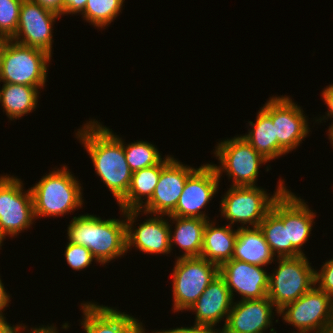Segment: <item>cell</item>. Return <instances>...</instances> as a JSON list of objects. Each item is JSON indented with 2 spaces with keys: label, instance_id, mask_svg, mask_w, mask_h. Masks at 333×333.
Returning a JSON list of instances; mask_svg holds the SVG:
<instances>
[{
  "label": "cell",
  "instance_id": "8992f818",
  "mask_svg": "<svg viewBox=\"0 0 333 333\" xmlns=\"http://www.w3.org/2000/svg\"><path fill=\"white\" fill-rule=\"evenodd\" d=\"M277 269L269 274L267 297L275 305L277 315L285 305L296 301L315 284V269L311 267L308 258L298 257L276 258Z\"/></svg>",
  "mask_w": 333,
  "mask_h": 333
},
{
  "label": "cell",
  "instance_id": "6da1fadb",
  "mask_svg": "<svg viewBox=\"0 0 333 333\" xmlns=\"http://www.w3.org/2000/svg\"><path fill=\"white\" fill-rule=\"evenodd\" d=\"M95 120L87 121L75 136L90 156L95 173L118 203L128 192L133 171L125 158L123 139Z\"/></svg>",
  "mask_w": 333,
  "mask_h": 333
},
{
  "label": "cell",
  "instance_id": "d6986e66",
  "mask_svg": "<svg viewBox=\"0 0 333 333\" xmlns=\"http://www.w3.org/2000/svg\"><path fill=\"white\" fill-rule=\"evenodd\" d=\"M85 333H146L143 323L131 315L94 302L81 303Z\"/></svg>",
  "mask_w": 333,
  "mask_h": 333
},
{
  "label": "cell",
  "instance_id": "f35d334b",
  "mask_svg": "<svg viewBox=\"0 0 333 333\" xmlns=\"http://www.w3.org/2000/svg\"><path fill=\"white\" fill-rule=\"evenodd\" d=\"M29 333H59V332L57 331V328L53 324L51 326L42 325L39 326V328L38 327L31 328Z\"/></svg>",
  "mask_w": 333,
  "mask_h": 333
},
{
  "label": "cell",
  "instance_id": "44dd1931",
  "mask_svg": "<svg viewBox=\"0 0 333 333\" xmlns=\"http://www.w3.org/2000/svg\"><path fill=\"white\" fill-rule=\"evenodd\" d=\"M274 256L259 226H238L232 259L265 267L274 262Z\"/></svg>",
  "mask_w": 333,
  "mask_h": 333
},
{
  "label": "cell",
  "instance_id": "60d3db41",
  "mask_svg": "<svg viewBox=\"0 0 333 333\" xmlns=\"http://www.w3.org/2000/svg\"><path fill=\"white\" fill-rule=\"evenodd\" d=\"M4 237H3V235L0 233V248H1V246H2V243H3V241H4Z\"/></svg>",
  "mask_w": 333,
  "mask_h": 333
},
{
  "label": "cell",
  "instance_id": "603a6c76",
  "mask_svg": "<svg viewBox=\"0 0 333 333\" xmlns=\"http://www.w3.org/2000/svg\"><path fill=\"white\" fill-rule=\"evenodd\" d=\"M210 221H207L204 229L200 257L220 267L223 263L232 259L238 228L233 230V227L229 224L216 227V223Z\"/></svg>",
  "mask_w": 333,
  "mask_h": 333
},
{
  "label": "cell",
  "instance_id": "5bb4252c",
  "mask_svg": "<svg viewBox=\"0 0 333 333\" xmlns=\"http://www.w3.org/2000/svg\"><path fill=\"white\" fill-rule=\"evenodd\" d=\"M303 109L288 96H272V123L279 143V157L298 148L309 132Z\"/></svg>",
  "mask_w": 333,
  "mask_h": 333
},
{
  "label": "cell",
  "instance_id": "9a60e30c",
  "mask_svg": "<svg viewBox=\"0 0 333 333\" xmlns=\"http://www.w3.org/2000/svg\"><path fill=\"white\" fill-rule=\"evenodd\" d=\"M126 222L127 252L133 246L147 254H169L171 225L165 215L154 214L134 229L141 210H120ZM162 216V217H161ZM132 246V247H131Z\"/></svg>",
  "mask_w": 333,
  "mask_h": 333
},
{
  "label": "cell",
  "instance_id": "8d00e7d4",
  "mask_svg": "<svg viewBox=\"0 0 333 333\" xmlns=\"http://www.w3.org/2000/svg\"><path fill=\"white\" fill-rule=\"evenodd\" d=\"M10 301V295L7 294V292L5 291L2 280L0 279V324L7 323L6 317H4L3 312L5 308L8 307Z\"/></svg>",
  "mask_w": 333,
  "mask_h": 333
},
{
  "label": "cell",
  "instance_id": "3957f363",
  "mask_svg": "<svg viewBox=\"0 0 333 333\" xmlns=\"http://www.w3.org/2000/svg\"><path fill=\"white\" fill-rule=\"evenodd\" d=\"M66 165L50 171L31 187L35 218L58 217L82 208V187Z\"/></svg>",
  "mask_w": 333,
  "mask_h": 333
},
{
  "label": "cell",
  "instance_id": "7c38bea8",
  "mask_svg": "<svg viewBox=\"0 0 333 333\" xmlns=\"http://www.w3.org/2000/svg\"><path fill=\"white\" fill-rule=\"evenodd\" d=\"M219 182L212 163L201 165L187 178L176 208L167 216L209 220L205 211L201 210L218 192Z\"/></svg>",
  "mask_w": 333,
  "mask_h": 333
},
{
  "label": "cell",
  "instance_id": "5b68a950",
  "mask_svg": "<svg viewBox=\"0 0 333 333\" xmlns=\"http://www.w3.org/2000/svg\"><path fill=\"white\" fill-rule=\"evenodd\" d=\"M286 189L284 180L280 179L272 196L264 188L257 186H231L221 197V216L230 220L229 225L241 223L240 227H258L271 210L274 201Z\"/></svg>",
  "mask_w": 333,
  "mask_h": 333
},
{
  "label": "cell",
  "instance_id": "30bf717a",
  "mask_svg": "<svg viewBox=\"0 0 333 333\" xmlns=\"http://www.w3.org/2000/svg\"><path fill=\"white\" fill-rule=\"evenodd\" d=\"M23 189L21 179L13 176H0V233L14 237L36 220L31 189Z\"/></svg>",
  "mask_w": 333,
  "mask_h": 333
},
{
  "label": "cell",
  "instance_id": "ab89813d",
  "mask_svg": "<svg viewBox=\"0 0 333 333\" xmlns=\"http://www.w3.org/2000/svg\"><path fill=\"white\" fill-rule=\"evenodd\" d=\"M329 134H328V138H329V140H330V142H331V144H332V146H333V128L328 132Z\"/></svg>",
  "mask_w": 333,
  "mask_h": 333
},
{
  "label": "cell",
  "instance_id": "f546056e",
  "mask_svg": "<svg viewBox=\"0 0 333 333\" xmlns=\"http://www.w3.org/2000/svg\"><path fill=\"white\" fill-rule=\"evenodd\" d=\"M23 0H0V35L11 39L17 31Z\"/></svg>",
  "mask_w": 333,
  "mask_h": 333
},
{
  "label": "cell",
  "instance_id": "8fae6325",
  "mask_svg": "<svg viewBox=\"0 0 333 333\" xmlns=\"http://www.w3.org/2000/svg\"><path fill=\"white\" fill-rule=\"evenodd\" d=\"M287 188L274 201L271 210L287 226L288 257L304 255L302 246L309 240L316 213Z\"/></svg>",
  "mask_w": 333,
  "mask_h": 333
},
{
  "label": "cell",
  "instance_id": "d4e9b609",
  "mask_svg": "<svg viewBox=\"0 0 333 333\" xmlns=\"http://www.w3.org/2000/svg\"><path fill=\"white\" fill-rule=\"evenodd\" d=\"M163 169L164 159L157 165L134 171L128 192L118 202L120 210H140L151 199Z\"/></svg>",
  "mask_w": 333,
  "mask_h": 333
},
{
  "label": "cell",
  "instance_id": "4fadbf2b",
  "mask_svg": "<svg viewBox=\"0 0 333 333\" xmlns=\"http://www.w3.org/2000/svg\"><path fill=\"white\" fill-rule=\"evenodd\" d=\"M173 156H165L157 186L151 199L140 209L143 214L169 215L178 203L187 178L196 170Z\"/></svg>",
  "mask_w": 333,
  "mask_h": 333
},
{
  "label": "cell",
  "instance_id": "7bdbcfd3",
  "mask_svg": "<svg viewBox=\"0 0 333 333\" xmlns=\"http://www.w3.org/2000/svg\"><path fill=\"white\" fill-rule=\"evenodd\" d=\"M269 333H276V331L274 328H271Z\"/></svg>",
  "mask_w": 333,
  "mask_h": 333
},
{
  "label": "cell",
  "instance_id": "ba28073f",
  "mask_svg": "<svg viewBox=\"0 0 333 333\" xmlns=\"http://www.w3.org/2000/svg\"><path fill=\"white\" fill-rule=\"evenodd\" d=\"M281 315L297 333H333V299L316 286L280 309Z\"/></svg>",
  "mask_w": 333,
  "mask_h": 333
},
{
  "label": "cell",
  "instance_id": "ffe728a7",
  "mask_svg": "<svg viewBox=\"0 0 333 333\" xmlns=\"http://www.w3.org/2000/svg\"><path fill=\"white\" fill-rule=\"evenodd\" d=\"M233 303L234 299L226 281L218 274L188 311L195 312L196 325L217 326V323L225 318V326Z\"/></svg>",
  "mask_w": 333,
  "mask_h": 333
},
{
  "label": "cell",
  "instance_id": "277c9868",
  "mask_svg": "<svg viewBox=\"0 0 333 333\" xmlns=\"http://www.w3.org/2000/svg\"><path fill=\"white\" fill-rule=\"evenodd\" d=\"M52 55L6 39L0 47V82L45 87Z\"/></svg>",
  "mask_w": 333,
  "mask_h": 333
},
{
  "label": "cell",
  "instance_id": "4316f807",
  "mask_svg": "<svg viewBox=\"0 0 333 333\" xmlns=\"http://www.w3.org/2000/svg\"><path fill=\"white\" fill-rule=\"evenodd\" d=\"M259 228L275 257H288L287 226H284L283 221L272 210L266 214Z\"/></svg>",
  "mask_w": 333,
  "mask_h": 333
},
{
  "label": "cell",
  "instance_id": "7402d4cb",
  "mask_svg": "<svg viewBox=\"0 0 333 333\" xmlns=\"http://www.w3.org/2000/svg\"><path fill=\"white\" fill-rule=\"evenodd\" d=\"M248 134L241 135L254 150L268 161L279 157V143L275 139V125L272 123V97L260 108L256 122L249 121Z\"/></svg>",
  "mask_w": 333,
  "mask_h": 333
},
{
  "label": "cell",
  "instance_id": "e575fe53",
  "mask_svg": "<svg viewBox=\"0 0 333 333\" xmlns=\"http://www.w3.org/2000/svg\"><path fill=\"white\" fill-rule=\"evenodd\" d=\"M88 0H63V15L65 14H81Z\"/></svg>",
  "mask_w": 333,
  "mask_h": 333
},
{
  "label": "cell",
  "instance_id": "52a82bcc",
  "mask_svg": "<svg viewBox=\"0 0 333 333\" xmlns=\"http://www.w3.org/2000/svg\"><path fill=\"white\" fill-rule=\"evenodd\" d=\"M221 164H212L218 178L225 172L232 179L230 186H256L259 168L269 162L240 135L221 141L213 152Z\"/></svg>",
  "mask_w": 333,
  "mask_h": 333
},
{
  "label": "cell",
  "instance_id": "d590c367",
  "mask_svg": "<svg viewBox=\"0 0 333 333\" xmlns=\"http://www.w3.org/2000/svg\"><path fill=\"white\" fill-rule=\"evenodd\" d=\"M41 5L44 9L56 13L59 16L63 15V0H30Z\"/></svg>",
  "mask_w": 333,
  "mask_h": 333
},
{
  "label": "cell",
  "instance_id": "484cf974",
  "mask_svg": "<svg viewBox=\"0 0 333 333\" xmlns=\"http://www.w3.org/2000/svg\"><path fill=\"white\" fill-rule=\"evenodd\" d=\"M40 88L29 85L4 83L0 90V103L9 120L20 119L36 109Z\"/></svg>",
  "mask_w": 333,
  "mask_h": 333
},
{
  "label": "cell",
  "instance_id": "74e56055",
  "mask_svg": "<svg viewBox=\"0 0 333 333\" xmlns=\"http://www.w3.org/2000/svg\"><path fill=\"white\" fill-rule=\"evenodd\" d=\"M21 325V326H20ZM23 327V328H22ZM25 325L19 324V325H10L8 322L4 324H0V333H21L20 331H25ZM21 329V330H20Z\"/></svg>",
  "mask_w": 333,
  "mask_h": 333
},
{
  "label": "cell",
  "instance_id": "4dcf8cb0",
  "mask_svg": "<svg viewBox=\"0 0 333 333\" xmlns=\"http://www.w3.org/2000/svg\"><path fill=\"white\" fill-rule=\"evenodd\" d=\"M65 248L66 262L73 270L80 271L89 267L93 260L97 262L91 251L82 245L67 242Z\"/></svg>",
  "mask_w": 333,
  "mask_h": 333
},
{
  "label": "cell",
  "instance_id": "836d02e7",
  "mask_svg": "<svg viewBox=\"0 0 333 333\" xmlns=\"http://www.w3.org/2000/svg\"><path fill=\"white\" fill-rule=\"evenodd\" d=\"M321 97H323L325 104L328 107V111H327L328 113L326 114V116H322L323 118L320 117V119L315 120L316 122L320 121V123L322 120L328 119V117L333 118V84H330L329 86L324 88V90L322 91ZM331 124L332 125L329 126L328 132L333 128V122Z\"/></svg>",
  "mask_w": 333,
  "mask_h": 333
},
{
  "label": "cell",
  "instance_id": "83f0119b",
  "mask_svg": "<svg viewBox=\"0 0 333 333\" xmlns=\"http://www.w3.org/2000/svg\"><path fill=\"white\" fill-rule=\"evenodd\" d=\"M125 0H88L84 11L81 13L84 20L100 27L108 26L119 16Z\"/></svg>",
  "mask_w": 333,
  "mask_h": 333
},
{
  "label": "cell",
  "instance_id": "2e32d148",
  "mask_svg": "<svg viewBox=\"0 0 333 333\" xmlns=\"http://www.w3.org/2000/svg\"><path fill=\"white\" fill-rule=\"evenodd\" d=\"M60 17L37 3L23 0L17 31L11 39L25 46L39 48L52 55L53 24Z\"/></svg>",
  "mask_w": 333,
  "mask_h": 333
},
{
  "label": "cell",
  "instance_id": "e0dca14e",
  "mask_svg": "<svg viewBox=\"0 0 333 333\" xmlns=\"http://www.w3.org/2000/svg\"><path fill=\"white\" fill-rule=\"evenodd\" d=\"M219 274L234 299L235 293L241 300H253L267 297L269 274L263 267L231 259L219 267Z\"/></svg>",
  "mask_w": 333,
  "mask_h": 333
},
{
  "label": "cell",
  "instance_id": "cb8c5ba5",
  "mask_svg": "<svg viewBox=\"0 0 333 333\" xmlns=\"http://www.w3.org/2000/svg\"><path fill=\"white\" fill-rule=\"evenodd\" d=\"M168 217L170 221H173L172 223H175L174 231L170 229L171 251L173 245L176 244L180 247V250H184L180 258L200 257L203 247L204 229L208 220L178 216Z\"/></svg>",
  "mask_w": 333,
  "mask_h": 333
},
{
  "label": "cell",
  "instance_id": "f1b7e54d",
  "mask_svg": "<svg viewBox=\"0 0 333 333\" xmlns=\"http://www.w3.org/2000/svg\"><path fill=\"white\" fill-rule=\"evenodd\" d=\"M123 149L126 161L133 172L157 165L165 158L161 157L155 145L146 141L137 140L126 144L123 140Z\"/></svg>",
  "mask_w": 333,
  "mask_h": 333
},
{
  "label": "cell",
  "instance_id": "1f68e13d",
  "mask_svg": "<svg viewBox=\"0 0 333 333\" xmlns=\"http://www.w3.org/2000/svg\"><path fill=\"white\" fill-rule=\"evenodd\" d=\"M315 284L333 299V258L327 260L319 272L315 271Z\"/></svg>",
  "mask_w": 333,
  "mask_h": 333
},
{
  "label": "cell",
  "instance_id": "b9f144b4",
  "mask_svg": "<svg viewBox=\"0 0 333 333\" xmlns=\"http://www.w3.org/2000/svg\"><path fill=\"white\" fill-rule=\"evenodd\" d=\"M3 41H4V39H3L2 36L0 35V47H1L2 43H3Z\"/></svg>",
  "mask_w": 333,
  "mask_h": 333
},
{
  "label": "cell",
  "instance_id": "7a4b0ae2",
  "mask_svg": "<svg viewBox=\"0 0 333 333\" xmlns=\"http://www.w3.org/2000/svg\"><path fill=\"white\" fill-rule=\"evenodd\" d=\"M67 227L68 241L88 248L97 263H109L127 253L125 219L102 220L84 214L72 218Z\"/></svg>",
  "mask_w": 333,
  "mask_h": 333
},
{
  "label": "cell",
  "instance_id": "d6a6232c",
  "mask_svg": "<svg viewBox=\"0 0 333 333\" xmlns=\"http://www.w3.org/2000/svg\"><path fill=\"white\" fill-rule=\"evenodd\" d=\"M152 333H224L223 328L221 330L215 329L211 325H196L191 327H178L169 330L152 331Z\"/></svg>",
  "mask_w": 333,
  "mask_h": 333
},
{
  "label": "cell",
  "instance_id": "ac0fdd59",
  "mask_svg": "<svg viewBox=\"0 0 333 333\" xmlns=\"http://www.w3.org/2000/svg\"><path fill=\"white\" fill-rule=\"evenodd\" d=\"M275 305L268 297L238 300L229 312L224 333H265L272 326Z\"/></svg>",
  "mask_w": 333,
  "mask_h": 333
},
{
  "label": "cell",
  "instance_id": "9c48e42d",
  "mask_svg": "<svg viewBox=\"0 0 333 333\" xmlns=\"http://www.w3.org/2000/svg\"><path fill=\"white\" fill-rule=\"evenodd\" d=\"M173 267V309L187 310L219 274V266L202 257H177Z\"/></svg>",
  "mask_w": 333,
  "mask_h": 333
}]
</instances>
